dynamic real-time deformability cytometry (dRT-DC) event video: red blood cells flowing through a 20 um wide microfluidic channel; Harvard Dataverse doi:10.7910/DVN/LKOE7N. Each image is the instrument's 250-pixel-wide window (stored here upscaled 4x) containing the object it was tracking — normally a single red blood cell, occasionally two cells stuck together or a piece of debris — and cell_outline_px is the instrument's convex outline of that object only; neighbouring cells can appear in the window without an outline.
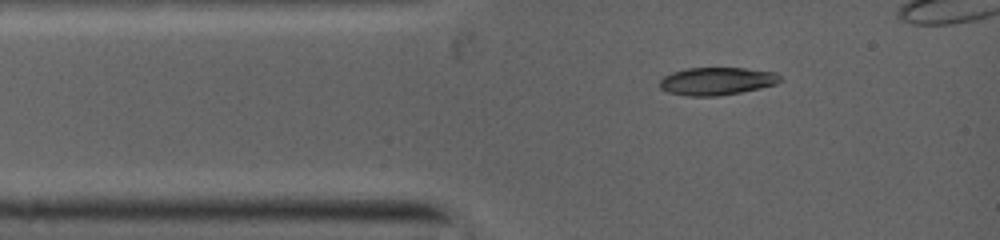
{"species": "common noctule bat (a hibernating species)", "species_latin": "Nyctalus noctula", "temperature_condition": "warm", "stored_images_in_passage": 4, "segment_of_instrument_passage": [1, 2], "camera_frame_rate_fps": 5000, "um_per_image_px": 0.085, "animal": {"sex": "female", "body_mass_g": 19.0, "forearm_length_mm": 53.3}, "frame": {"image": 1, "passage_image": 1, "time_ms": 0.0, "image_size_px": [1000, 240], "cell_outline_px": [[784, 80], [776, 84], [760, 88], [740, 92], [716, 96], [684, 96], [668, 92], [660, 88], [660, 80], [664, 76], [672, 72], [688, 68], [744, 68], [776, 72]], "centroid_in_image_um": [60.94, 6.9], "position_along_channel_um": 24.1, "area_um2": 19.54}}
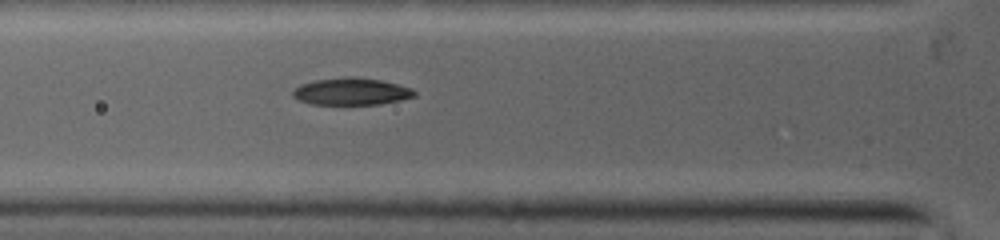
{"frame": {"image": 2, "passage_image": 3, "time_ms": 2.0, "image_size_px": [1000, 240], "cell_outline_px": [[416, 92], [412, 96], [400, 100], [380, 104], [312, 104], [300, 100], [292, 96], [292, 92], [300, 84], [316, 80], [380, 80], [412, 88]], "centroid_in_image_um": [29.85, 7.83], "position_along_channel_um": 95.9, "area_um2": 17.98}}